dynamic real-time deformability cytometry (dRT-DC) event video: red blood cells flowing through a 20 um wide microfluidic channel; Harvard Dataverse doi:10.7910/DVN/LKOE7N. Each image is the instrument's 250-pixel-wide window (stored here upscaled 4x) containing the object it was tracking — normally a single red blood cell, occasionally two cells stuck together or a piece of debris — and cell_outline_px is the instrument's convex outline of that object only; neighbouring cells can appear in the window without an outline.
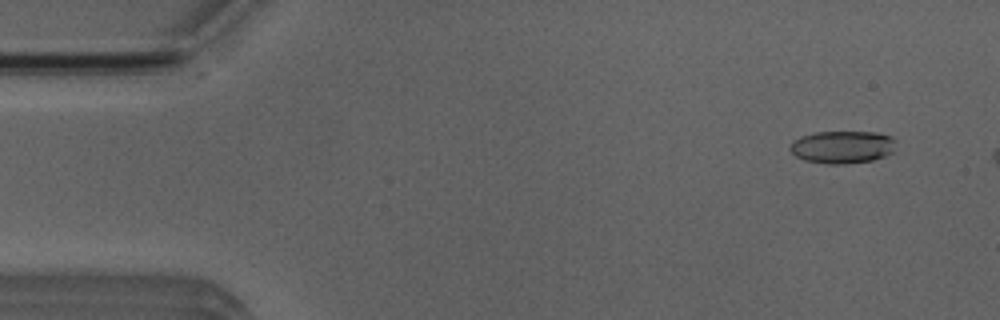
{"species": "Egyptian fruit bat (a non-hibernating species)", "species_latin": "Rousettus aegyptiacus", "temperature_condition": "room temperature", "stored_images_in_passage": 3, "camera_frame_rate_fps": 3000, "um_per_image_px": 0.085, "animal": {"sex": "male"}, "frame": {"image": 1, "passage_image": 1, "time_ms": 0.0, "image_size_px": [1000, 320], "cell_outline_px": [[896, 140], [892, 152], [884, 156], [872, 160], [844, 164], [828, 164], [804, 160], [796, 156], [788, 148], [792, 140], [800, 136], [816, 132], [876, 132], [892, 136]], "centroid_in_image_um": [71.58, 12.49], "position_along_channel_um": 13.4, "area_um2": 20.23}}